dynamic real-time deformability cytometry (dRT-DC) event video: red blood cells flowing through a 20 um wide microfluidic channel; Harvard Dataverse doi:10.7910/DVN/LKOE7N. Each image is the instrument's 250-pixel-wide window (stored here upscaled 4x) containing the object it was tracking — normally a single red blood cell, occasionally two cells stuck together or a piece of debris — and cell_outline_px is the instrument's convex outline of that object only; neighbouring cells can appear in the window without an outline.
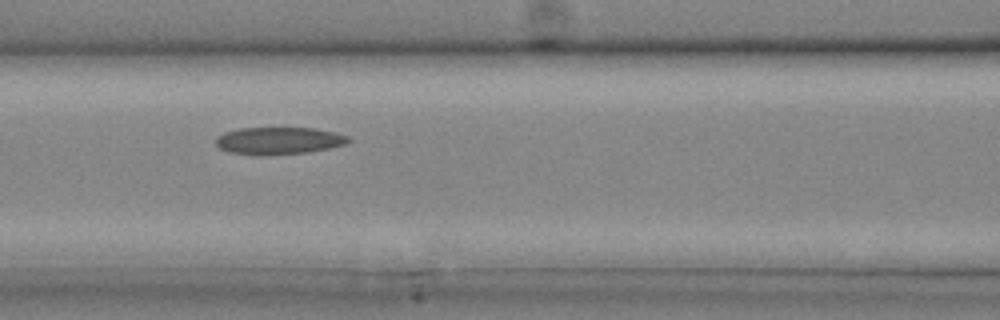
{"species": "common noctule bat (a hibernating species)", "species_latin": "Nyctalus noctula", "temperature_condition": "cold", "stored_images_in_passage": 12, "camera_frame_rate_fps": 3000, "um_per_image_px": 0.085, "animal": {"sex": "male", "body_mass_g": 20.4}, "frame": {"image": 1, "passage_image": 4, "time_ms": 1.0, "image_size_px": [1000, 320], "cell_outline_px": [[352, 140], [344, 144], [328, 148], [308, 152], [264, 156], [252, 156], [228, 152], [220, 148], [216, 144], [216, 136], [224, 132], [240, 128], [316, 128], [336, 132], [348, 136]], "centroid_in_image_um": [23.66, 11.97], "position_along_channel_um": 142.9, "area_um2": 21.39}}
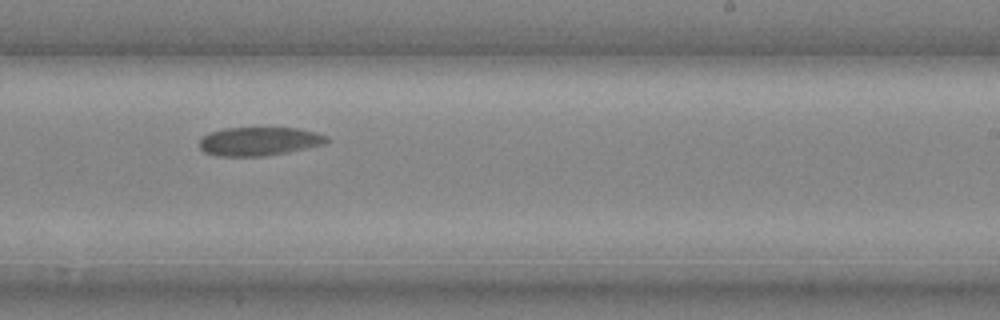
{"frame": {"image": 2, "passage_image": 9, "time_ms": 2.667, "image_size_px": [1000, 320], "cell_outline_px": [[328, 140], [324, 144], [288, 152], [264, 156], [216, 156], [204, 152], [200, 148], [200, 140], [204, 136], [212, 132], [224, 128], [296, 128], [316, 132], [328, 136]], "centroid_in_image_um": [22.03, 12.02], "position_along_channel_um": 267.0, "area_um2": 21.1}}
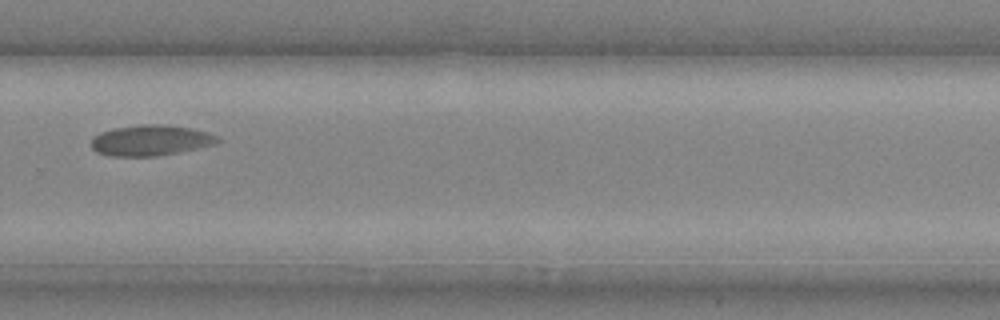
{"frame": {"image": 3, "passage_image": 11, "time_ms": 3.333, "image_size_px": [1000, 320], "cell_outline_px": [[220, 140], [216, 144], [180, 152], [156, 156], [108, 156], [96, 152], [92, 148], [92, 136], [100, 132], [112, 128], [140, 124], [164, 124], [192, 128], [208, 132], [216, 136]], "centroid_in_image_um": [12.78, 11.92], "position_along_channel_um": 317.0, "area_um2": 22.83}}